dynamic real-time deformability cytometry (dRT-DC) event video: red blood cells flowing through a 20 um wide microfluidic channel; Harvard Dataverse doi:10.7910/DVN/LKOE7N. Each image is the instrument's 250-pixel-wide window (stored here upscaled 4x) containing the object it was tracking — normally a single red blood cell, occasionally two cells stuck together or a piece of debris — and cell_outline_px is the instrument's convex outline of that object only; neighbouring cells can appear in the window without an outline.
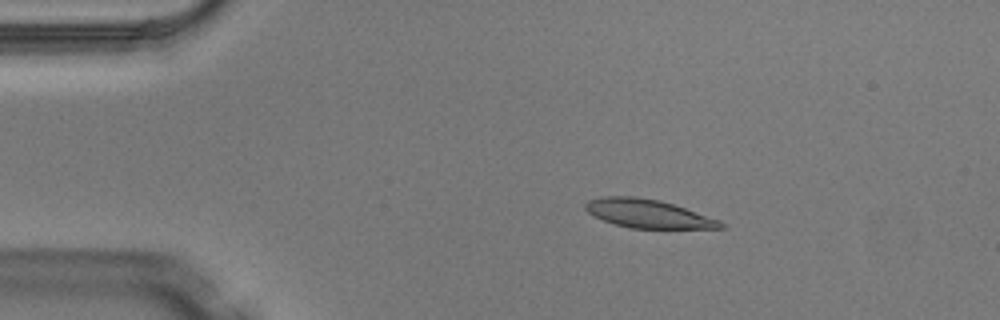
{"species": "Egyptian fruit bat (a non-hibernating species)", "species_latin": "Rousettus aegyptiacus", "temperature_condition": "warm", "stored_images_in_passage": 2, "camera_frame_rate_fps": 3000, "um_per_image_px": 0.085, "animal": {"sex": "male"}, "frame": {"image": 1, "passage_image": 1, "time_ms": 0.0, "image_size_px": [1000, 320], "cell_outline_px": [[728, 228], [632, 228], [616, 224], [604, 220], [588, 212], [584, 208], [584, 204], [588, 200], [600, 196], [632, 196], [660, 200], [720, 220]], "centroid_in_image_um": [55.07, 18.15], "position_along_channel_um": 29.9, "area_um2": 22.2}}